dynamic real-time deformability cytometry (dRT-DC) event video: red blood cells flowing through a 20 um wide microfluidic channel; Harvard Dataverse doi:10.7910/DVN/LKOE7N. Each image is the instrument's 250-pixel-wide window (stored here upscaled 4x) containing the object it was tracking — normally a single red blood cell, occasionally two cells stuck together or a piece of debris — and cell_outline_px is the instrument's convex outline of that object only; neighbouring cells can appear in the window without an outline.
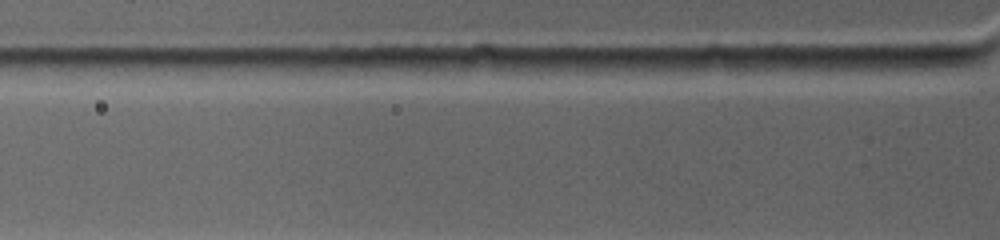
{"species": "common noctule bat (a hibernating species)", "species_latin": "Nyctalus noctula", "temperature_condition": "warm", "stored_images_in_passage": 3, "segment_of_instrument_passage": [2, 2], "camera_frame_rate_fps": 4500, "um_per_image_px": 0.085, "animal": {"sex": "female", "body_mass_g": 19.0, "forearm_length_mm": 53.3}, "frame": {"image": 1, "passage_image": 3, "time_ms": 0.444, "image_size_px": [1000, 240], "cell_outline_px": [[976, 60], [972, 64], [936, 72], [884, 76], [828, 76], [812, 68], [812, 64], [820, 56], [968, 56]], "centroid_in_image_um": [75.4, 5.52], "position_along_channel_um": 50.4, "area_um2": 19.65}}